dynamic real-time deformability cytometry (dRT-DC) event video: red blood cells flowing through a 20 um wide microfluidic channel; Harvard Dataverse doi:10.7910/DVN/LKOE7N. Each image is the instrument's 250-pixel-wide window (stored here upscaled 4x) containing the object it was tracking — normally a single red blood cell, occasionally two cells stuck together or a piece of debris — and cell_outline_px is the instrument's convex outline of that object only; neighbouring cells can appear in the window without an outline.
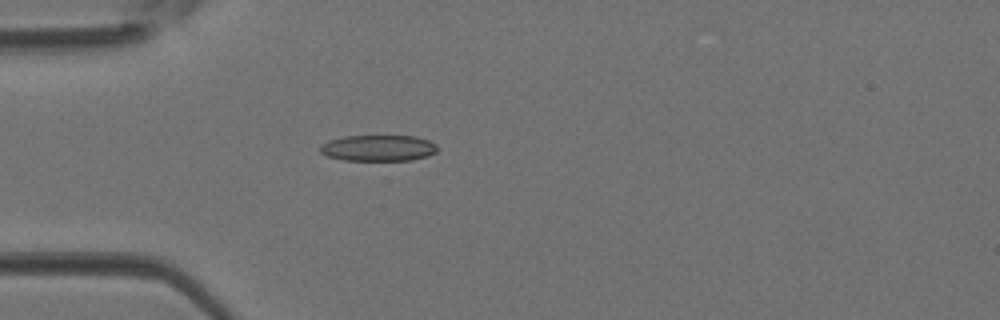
{"species": "Egyptian fruit bat (a non-hibernating species)", "species_latin": "Rousettus aegyptiacus", "temperature_condition": "room temperature", "stored_images_in_passage": 1, "camera_frame_rate_fps": 3000, "um_per_image_px": 0.085, "animal": {"sex": "female"}, "frame": {"image": 1, "passage_image": 1, "time_ms": 0.0, "image_size_px": [1000, 320], "cell_outline_px": [[436, 152], [428, 156], [412, 160], [344, 160], [328, 156], [320, 152], [320, 144], [328, 140], [344, 136], [416, 136], [428, 140], [436, 144]], "centroid_in_image_um": [32.14, 12.58], "position_along_channel_um": 52.9, "area_um2": 17.86}}